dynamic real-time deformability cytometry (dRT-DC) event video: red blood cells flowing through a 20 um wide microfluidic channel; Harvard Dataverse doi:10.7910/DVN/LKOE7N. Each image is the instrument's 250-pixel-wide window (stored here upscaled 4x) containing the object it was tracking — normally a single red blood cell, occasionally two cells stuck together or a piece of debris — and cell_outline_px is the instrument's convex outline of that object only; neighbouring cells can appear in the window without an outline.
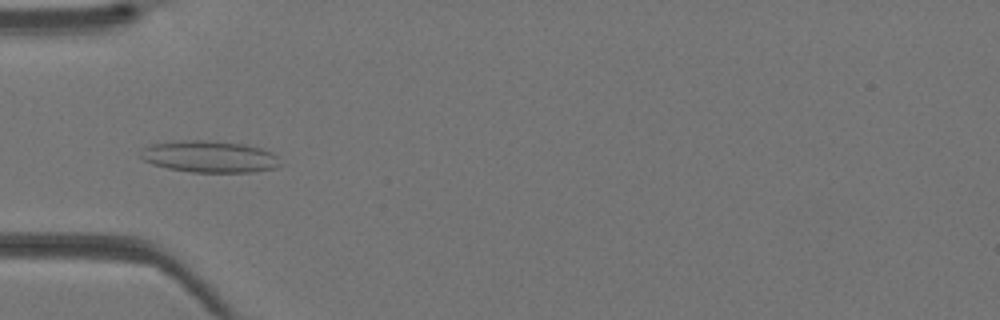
{"species": "Egyptian fruit bat (a non-hibernating species)", "species_latin": "Rousettus aegyptiacus", "temperature_condition": "warm", "stored_images_in_passage": 42, "camera_frame_rate_fps": 3000, "um_per_image_px": 0.085, "animal": {"sex": "female"}, "frame": {"image": 1, "passage_image": 14, "time_ms": 4.333, "image_size_px": [1000, 320], "cell_outline_px": [[284, 164], [276, 168], [252, 172], [192, 172], [168, 168], [152, 164], [144, 160], [140, 156], [144, 148], [152, 144], [172, 140], [216, 140], [244, 144], [260, 148], [272, 152]], "centroid_in_image_um": [17.84, 13.3], "position_along_channel_um": 67.2, "area_um2": 26.07}}
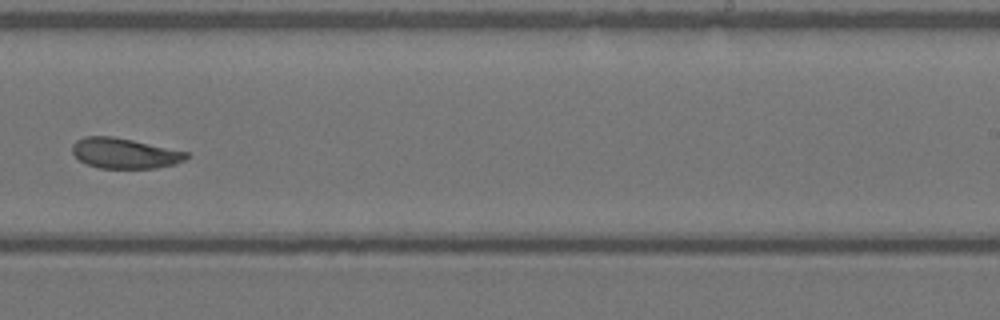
{"frame": {"image": 2, "passage_image": 27, "time_ms": 8.667, "image_size_px": [1000, 320], "cell_outline_px": [[188, 156], [184, 160], [176, 164], [156, 168], [100, 168], [88, 164], [80, 160], [72, 152], [72, 144], [76, 140], [84, 136], [112, 136], [132, 140], [188, 152]], "centroid_in_image_um": [10.58, 13.02], "position_along_channel_um": 278.4, "area_um2": 20.06}}
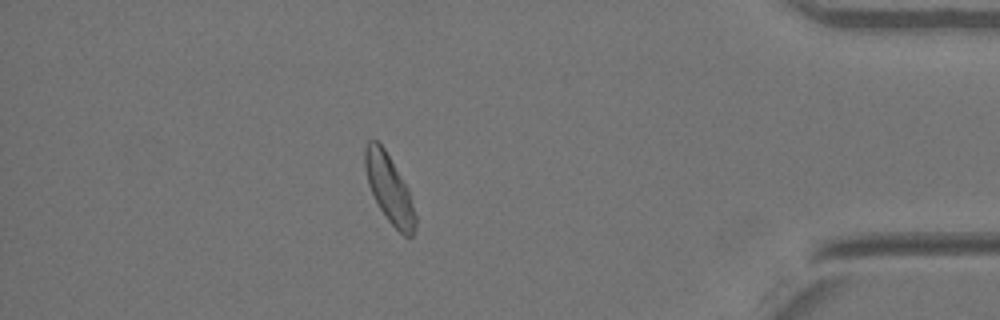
{"frame": {"image": 3, "passage_image": 37, "time_ms": 12.0, "image_size_px": [1000, 320], "cell_outline_px": [[416, 224], [412, 236], [404, 236], [388, 220], [380, 208], [368, 184], [364, 168], [364, 148], [368, 140], [376, 140], [384, 148], [408, 188], [416, 216]], "centroid_in_image_um": [33.07, 16.02], "position_along_channel_um": 402.1, "area_um2": 19.71}}